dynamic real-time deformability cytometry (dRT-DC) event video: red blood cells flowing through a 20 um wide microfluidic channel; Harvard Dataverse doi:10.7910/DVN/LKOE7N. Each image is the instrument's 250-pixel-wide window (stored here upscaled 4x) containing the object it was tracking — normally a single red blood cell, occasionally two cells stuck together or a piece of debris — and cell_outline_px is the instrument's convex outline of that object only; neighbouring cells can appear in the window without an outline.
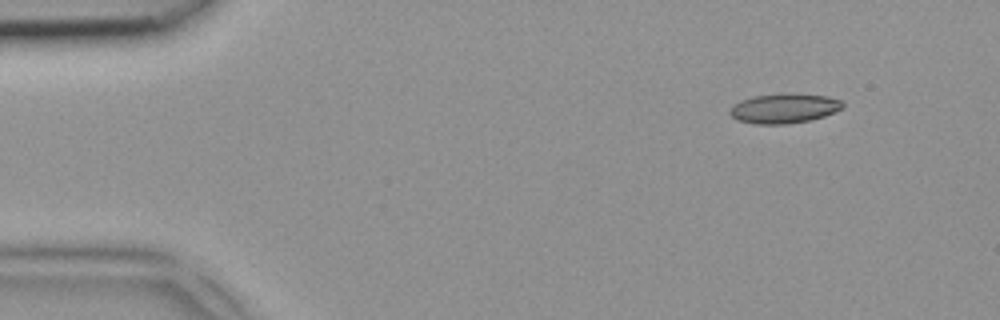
{"species": "common noctule bat (a hibernating species)", "species_latin": "Nyctalus noctula", "temperature_condition": "room temperature", "stored_images_in_passage": 3, "camera_frame_rate_fps": 3000, "um_per_image_px": 0.085, "animal": {"sex": "female", "body_mass_g": 18.4}, "frame": {"image": 1, "passage_image": 1, "time_ms": 0.0, "image_size_px": [1000, 320], "cell_outline_px": [[844, 108], [824, 116], [812, 120], [788, 124], [756, 124], [736, 120], [728, 112], [732, 104], [740, 100], [752, 96], [828, 96], [840, 100], [844, 104]], "centroid_in_image_um": [66.61, 9.26], "position_along_channel_um": 18.4, "area_um2": 18.9}}